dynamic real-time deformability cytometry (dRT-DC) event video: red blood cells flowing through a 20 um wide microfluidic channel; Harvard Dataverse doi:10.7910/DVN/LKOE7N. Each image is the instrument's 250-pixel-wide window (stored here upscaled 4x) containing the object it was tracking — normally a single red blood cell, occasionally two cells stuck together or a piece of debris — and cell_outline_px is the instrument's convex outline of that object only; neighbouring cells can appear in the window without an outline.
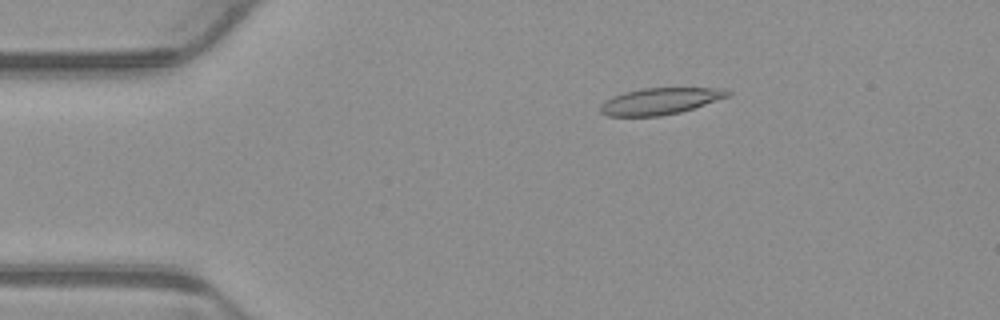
{"species": "common noctule bat (a hibernating species)", "species_latin": "Nyctalus noctula", "temperature_condition": "warm", "stored_images_in_passage": 2, "camera_frame_rate_fps": 3000, "um_per_image_px": 0.085, "animal": {"sex": "male", "body_mass_g": 23.1, "forearm_length_mm": 52.7}, "frame": {"image": 1, "passage_image": 1, "time_ms": 0.0, "image_size_px": [1000, 320], "cell_outline_px": [[732, 92], [728, 96], [680, 112], [660, 116], [608, 116], [600, 112], [600, 104], [604, 100], [612, 96], [624, 92], [644, 88], [724, 88]], "centroid_in_image_um": [56.05, 8.59], "position_along_channel_um": 28.9, "area_um2": 19.59}}